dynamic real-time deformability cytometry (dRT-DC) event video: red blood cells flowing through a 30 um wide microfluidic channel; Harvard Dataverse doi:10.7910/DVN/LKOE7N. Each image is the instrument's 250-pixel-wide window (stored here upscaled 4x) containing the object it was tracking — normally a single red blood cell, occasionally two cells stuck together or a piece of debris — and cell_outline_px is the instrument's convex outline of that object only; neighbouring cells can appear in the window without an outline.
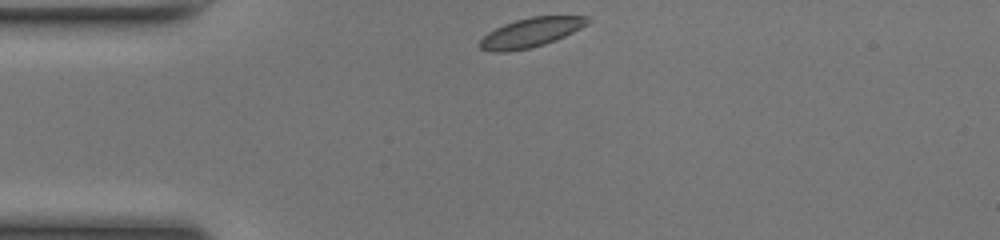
{"species": "common noctule bat (a hibernating species)", "species_latin": "Nyctalus noctula", "temperature_condition": "room temperature", "stored_images_in_passage": 31, "camera_frame_rate_fps": 3000, "um_per_image_px": 0.085, "animal": {"sex": "female", "body_mass_g": 17.0, "forearm_length_mm": 48.0}, "frame": {"image": 1, "passage_image": 1, "time_ms": 0.0, "image_size_px": [1000, 240], "cell_outline_px": [[592, 20], [588, 24], [556, 40], [532, 48], [504, 52], [492, 52], [480, 48], [476, 44], [488, 32], [504, 24], [516, 20], [532, 16], [588, 16]], "centroid_in_image_um": [45.11, 2.77], "position_along_channel_um": 39.9, "area_um2": 18.44}}
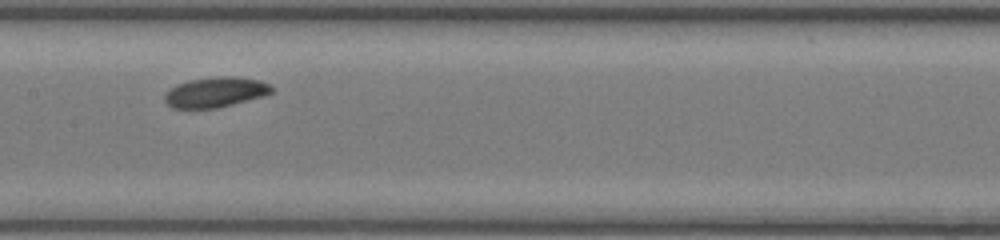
{"frame": {"image": 2, "passage_image": 14, "time_ms": 4.333, "image_size_px": [1000, 240], "cell_outline_px": [[272, 92], [264, 96], [216, 108], [172, 108], [164, 100], [164, 96], [168, 88], [176, 84], [188, 80], [216, 76], [232, 76], [260, 80], [268, 84], [272, 88]], "centroid_in_image_um": [18.27, 7.82], "position_along_channel_um": 189.1, "area_um2": 18.84}}
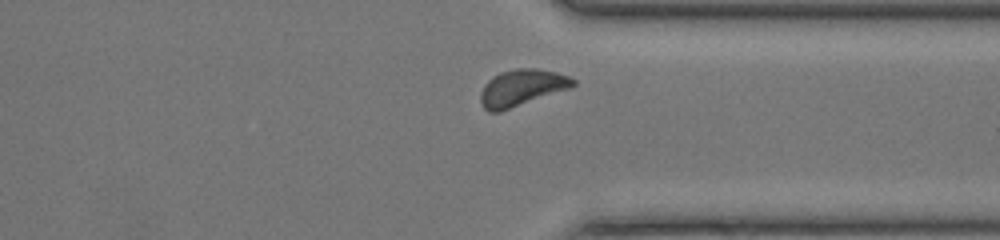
{"frame": {"image": 3, "passage_image": 27, "time_ms": 8.667, "image_size_px": [1000, 240], "cell_outline_px": [[576, 84], [568, 88], [500, 112], [488, 112], [484, 108], [480, 100], [480, 92], [484, 84], [492, 76], [500, 72], [516, 68], [536, 68], [556, 72], [568, 76], [576, 80]], "centroid_in_image_um": [44.3, 7.45], "position_along_channel_um": 367.1, "area_um2": 19.59}, "authors_computed_cell_mechanics": {"area_um2": 18.9584, "velocity_mm_per_s": 4.1346, "shape_relaxation_time_tau1_ms": 3.5371, "shape_relaxation_time_tau2_ms": 8.5905, "deformation_change_tau1": 0.0848, "deformation_change_tau2": 0.1329}}